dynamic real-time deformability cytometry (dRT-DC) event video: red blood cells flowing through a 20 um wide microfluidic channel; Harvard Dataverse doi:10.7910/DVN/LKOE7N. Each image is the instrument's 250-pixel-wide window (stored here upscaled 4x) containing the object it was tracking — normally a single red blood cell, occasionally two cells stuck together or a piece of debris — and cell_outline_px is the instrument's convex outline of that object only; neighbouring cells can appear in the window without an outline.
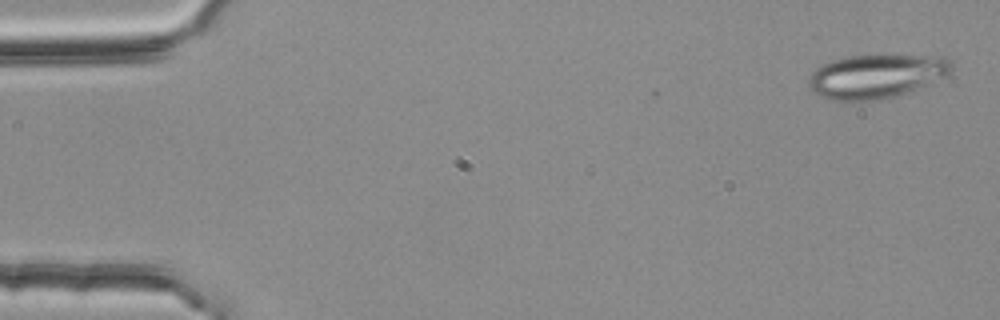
{"species": "common noctule bat (a hibernating species)", "species_latin": "Nyctalus noctula", "temperature_condition": "room temperature", "stored_images_in_passage": 13, "camera_frame_rate_fps": 3000, "um_per_image_px": 0.085, "animal": {"sex": "female", "body_mass_g": 25.1}, "frame": {"image": 1, "passage_image": 1, "time_ms": 0.0, "image_size_px": [1000, 320], "cell_outline_px": [[952, 72], [948, 76], [908, 92], [892, 96], [872, 100], [832, 100], [820, 96], [812, 92], [808, 88], [808, 80], [812, 72], [816, 68], [832, 60], [848, 56], [944, 56], [952, 60]], "centroid_in_image_um": [74.49, 6.48], "position_along_channel_um": 10.5, "area_um2": 36.36}}